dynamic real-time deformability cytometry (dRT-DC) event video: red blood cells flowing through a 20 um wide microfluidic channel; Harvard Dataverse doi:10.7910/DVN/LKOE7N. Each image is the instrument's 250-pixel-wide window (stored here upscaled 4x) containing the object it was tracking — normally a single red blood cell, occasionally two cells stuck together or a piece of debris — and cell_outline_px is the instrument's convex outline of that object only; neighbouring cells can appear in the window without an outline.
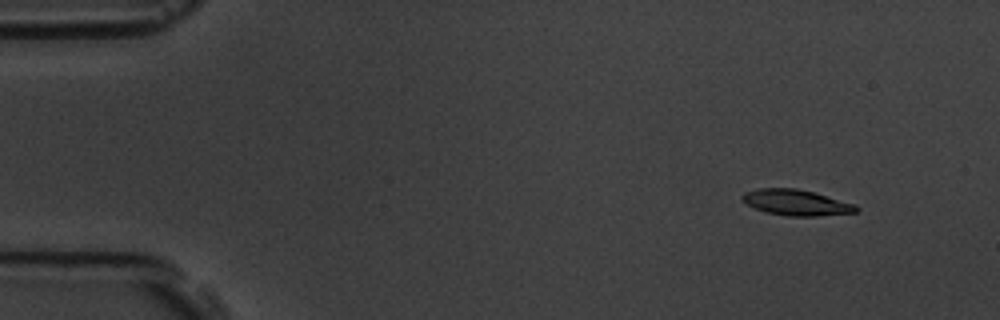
{"species": "common noctule bat (a hibernating species)", "species_latin": "Nyctalus noctula", "temperature_condition": "room temperature", "stored_images_in_passage": 4, "camera_frame_rate_fps": 3000, "um_per_image_px": 0.085, "animal": {"sex": "male", "body_mass_g": 19.5, "forearm_length_mm": 54.6}, "frame": {"image": 1, "passage_image": 1, "time_ms": 0.0, "image_size_px": [1000, 320], "cell_outline_px": [[860, 208], [856, 212], [816, 216], [788, 216], [764, 212], [748, 204], [740, 196], [744, 192], [760, 188], [796, 188], [812, 192], [856, 204]], "centroid_in_image_um": [67.68, 17.22], "position_along_channel_um": 17.3, "area_um2": 16.99}}
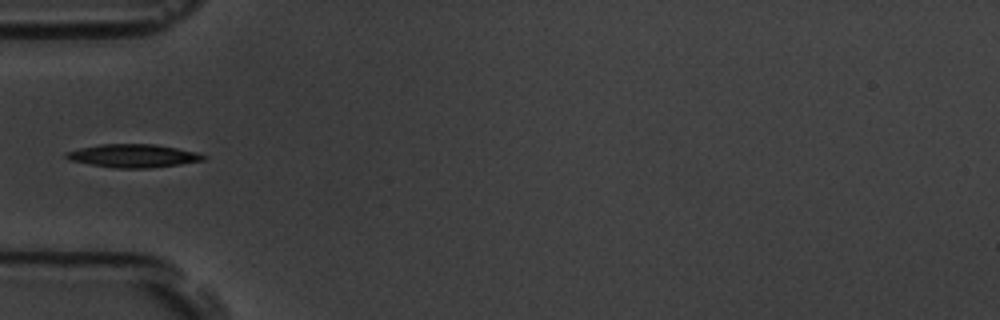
{"frame": {"image": 2, "passage_image": 4, "time_ms": 4.333, "image_size_px": [1000, 320], "cell_outline_px": [[208, 156], [204, 160], [180, 164], [152, 168], [116, 168], [68, 160], [64, 156], [64, 152], [80, 148], [100, 144], [156, 144], [196, 152]], "centroid_in_image_um": [11.31, 13.24], "position_along_channel_um": 73.7, "area_um2": 18.55}}